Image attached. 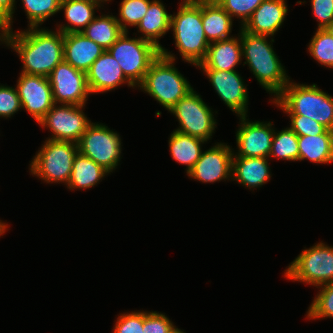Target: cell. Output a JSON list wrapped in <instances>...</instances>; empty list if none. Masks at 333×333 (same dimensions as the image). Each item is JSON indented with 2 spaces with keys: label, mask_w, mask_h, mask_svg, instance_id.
<instances>
[{
  "label": "cell",
  "mask_w": 333,
  "mask_h": 333,
  "mask_svg": "<svg viewBox=\"0 0 333 333\" xmlns=\"http://www.w3.org/2000/svg\"><path fill=\"white\" fill-rule=\"evenodd\" d=\"M63 41L64 34L60 30L32 27L8 31L6 47L18 54L23 64L20 73L48 77L64 60Z\"/></svg>",
  "instance_id": "cell-1"
},
{
  "label": "cell",
  "mask_w": 333,
  "mask_h": 333,
  "mask_svg": "<svg viewBox=\"0 0 333 333\" xmlns=\"http://www.w3.org/2000/svg\"><path fill=\"white\" fill-rule=\"evenodd\" d=\"M239 29L242 55L245 59L242 65H248L260 86L275 99L291 78L273 49V37L253 35L241 27Z\"/></svg>",
  "instance_id": "cell-2"
},
{
  "label": "cell",
  "mask_w": 333,
  "mask_h": 333,
  "mask_svg": "<svg viewBox=\"0 0 333 333\" xmlns=\"http://www.w3.org/2000/svg\"><path fill=\"white\" fill-rule=\"evenodd\" d=\"M170 30L180 57L194 67L205 58L210 43L202 23V0H182L171 14Z\"/></svg>",
  "instance_id": "cell-3"
},
{
  "label": "cell",
  "mask_w": 333,
  "mask_h": 333,
  "mask_svg": "<svg viewBox=\"0 0 333 333\" xmlns=\"http://www.w3.org/2000/svg\"><path fill=\"white\" fill-rule=\"evenodd\" d=\"M175 54L164 46L151 63L138 89L153 97L167 111L194 88L175 67Z\"/></svg>",
  "instance_id": "cell-4"
},
{
  "label": "cell",
  "mask_w": 333,
  "mask_h": 333,
  "mask_svg": "<svg viewBox=\"0 0 333 333\" xmlns=\"http://www.w3.org/2000/svg\"><path fill=\"white\" fill-rule=\"evenodd\" d=\"M290 80L284 90L271 99L286 115H302L333 131V97L317 84H300Z\"/></svg>",
  "instance_id": "cell-5"
},
{
  "label": "cell",
  "mask_w": 333,
  "mask_h": 333,
  "mask_svg": "<svg viewBox=\"0 0 333 333\" xmlns=\"http://www.w3.org/2000/svg\"><path fill=\"white\" fill-rule=\"evenodd\" d=\"M30 161V175L46 184H68L78 144L71 141L46 139Z\"/></svg>",
  "instance_id": "cell-6"
},
{
  "label": "cell",
  "mask_w": 333,
  "mask_h": 333,
  "mask_svg": "<svg viewBox=\"0 0 333 333\" xmlns=\"http://www.w3.org/2000/svg\"><path fill=\"white\" fill-rule=\"evenodd\" d=\"M285 278L318 287L333 282V246L317 242L286 267Z\"/></svg>",
  "instance_id": "cell-7"
},
{
  "label": "cell",
  "mask_w": 333,
  "mask_h": 333,
  "mask_svg": "<svg viewBox=\"0 0 333 333\" xmlns=\"http://www.w3.org/2000/svg\"><path fill=\"white\" fill-rule=\"evenodd\" d=\"M128 33L123 32L107 51L118 61L125 77L137 89L151 63L160 55V49L138 36L131 38Z\"/></svg>",
  "instance_id": "cell-8"
},
{
  "label": "cell",
  "mask_w": 333,
  "mask_h": 333,
  "mask_svg": "<svg viewBox=\"0 0 333 333\" xmlns=\"http://www.w3.org/2000/svg\"><path fill=\"white\" fill-rule=\"evenodd\" d=\"M211 109L193 89L168 112L175 116L180 125L174 130L208 142L217 127L215 114Z\"/></svg>",
  "instance_id": "cell-9"
},
{
  "label": "cell",
  "mask_w": 333,
  "mask_h": 333,
  "mask_svg": "<svg viewBox=\"0 0 333 333\" xmlns=\"http://www.w3.org/2000/svg\"><path fill=\"white\" fill-rule=\"evenodd\" d=\"M77 144L81 154L91 158L110 174L122 158L121 136L103 123L92 122Z\"/></svg>",
  "instance_id": "cell-10"
},
{
  "label": "cell",
  "mask_w": 333,
  "mask_h": 333,
  "mask_svg": "<svg viewBox=\"0 0 333 333\" xmlns=\"http://www.w3.org/2000/svg\"><path fill=\"white\" fill-rule=\"evenodd\" d=\"M85 106L54 104L38 123L42 128L51 131L52 135L46 139L78 143L92 123L84 113Z\"/></svg>",
  "instance_id": "cell-11"
},
{
  "label": "cell",
  "mask_w": 333,
  "mask_h": 333,
  "mask_svg": "<svg viewBox=\"0 0 333 333\" xmlns=\"http://www.w3.org/2000/svg\"><path fill=\"white\" fill-rule=\"evenodd\" d=\"M55 104L86 105L90 96L86 72L64 60L48 76Z\"/></svg>",
  "instance_id": "cell-12"
},
{
  "label": "cell",
  "mask_w": 333,
  "mask_h": 333,
  "mask_svg": "<svg viewBox=\"0 0 333 333\" xmlns=\"http://www.w3.org/2000/svg\"><path fill=\"white\" fill-rule=\"evenodd\" d=\"M248 116H239V125L236 130L237 157H267L272 146L275 133L274 124L271 121H252Z\"/></svg>",
  "instance_id": "cell-13"
},
{
  "label": "cell",
  "mask_w": 333,
  "mask_h": 333,
  "mask_svg": "<svg viewBox=\"0 0 333 333\" xmlns=\"http://www.w3.org/2000/svg\"><path fill=\"white\" fill-rule=\"evenodd\" d=\"M228 143H215L202 152L199 160L187 176L202 183H215L232 180V146Z\"/></svg>",
  "instance_id": "cell-14"
},
{
  "label": "cell",
  "mask_w": 333,
  "mask_h": 333,
  "mask_svg": "<svg viewBox=\"0 0 333 333\" xmlns=\"http://www.w3.org/2000/svg\"><path fill=\"white\" fill-rule=\"evenodd\" d=\"M16 89L21 108L26 110L36 123H39L55 104L48 77L19 73Z\"/></svg>",
  "instance_id": "cell-15"
},
{
  "label": "cell",
  "mask_w": 333,
  "mask_h": 333,
  "mask_svg": "<svg viewBox=\"0 0 333 333\" xmlns=\"http://www.w3.org/2000/svg\"><path fill=\"white\" fill-rule=\"evenodd\" d=\"M202 71L220 99L236 116H248V85L245 84L243 77L237 70H201V72Z\"/></svg>",
  "instance_id": "cell-16"
},
{
  "label": "cell",
  "mask_w": 333,
  "mask_h": 333,
  "mask_svg": "<svg viewBox=\"0 0 333 333\" xmlns=\"http://www.w3.org/2000/svg\"><path fill=\"white\" fill-rule=\"evenodd\" d=\"M90 94L107 93L118 89L121 85L136 88L123 74L116 59L105 50L86 72Z\"/></svg>",
  "instance_id": "cell-17"
},
{
  "label": "cell",
  "mask_w": 333,
  "mask_h": 333,
  "mask_svg": "<svg viewBox=\"0 0 333 333\" xmlns=\"http://www.w3.org/2000/svg\"><path fill=\"white\" fill-rule=\"evenodd\" d=\"M287 0H264L241 27L253 35L273 37L288 14Z\"/></svg>",
  "instance_id": "cell-18"
},
{
  "label": "cell",
  "mask_w": 333,
  "mask_h": 333,
  "mask_svg": "<svg viewBox=\"0 0 333 333\" xmlns=\"http://www.w3.org/2000/svg\"><path fill=\"white\" fill-rule=\"evenodd\" d=\"M240 35L210 43L204 60L197 66L200 70H235L242 63Z\"/></svg>",
  "instance_id": "cell-19"
},
{
  "label": "cell",
  "mask_w": 333,
  "mask_h": 333,
  "mask_svg": "<svg viewBox=\"0 0 333 333\" xmlns=\"http://www.w3.org/2000/svg\"><path fill=\"white\" fill-rule=\"evenodd\" d=\"M105 51L93 40L87 38L82 32L64 34L63 57L64 61L74 68L87 72L93 62Z\"/></svg>",
  "instance_id": "cell-20"
},
{
  "label": "cell",
  "mask_w": 333,
  "mask_h": 333,
  "mask_svg": "<svg viewBox=\"0 0 333 333\" xmlns=\"http://www.w3.org/2000/svg\"><path fill=\"white\" fill-rule=\"evenodd\" d=\"M267 157H237L232 160V180L250 190L270 181L271 169Z\"/></svg>",
  "instance_id": "cell-21"
},
{
  "label": "cell",
  "mask_w": 333,
  "mask_h": 333,
  "mask_svg": "<svg viewBox=\"0 0 333 333\" xmlns=\"http://www.w3.org/2000/svg\"><path fill=\"white\" fill-rule=\"evenodd\" d=\"M170 21L171 13H168L161 0H153L136 27L138 33L141 34L138 37L153 43L157 48L161 49L162 45L158 39L170 31Z\"/></svg>",
  "instance_id": "cell-22"
},
{
  "label": "cell",
  "mask_w": 333,
  "mask_h": 333,
  "mask_svg": "<svg viewBox=\"0 0 333 333\" xmlns=\"http://www.w3.org/2000/svg\"><path fill=\"white\" fill-rule=\"evenodd\" d=\"M233 21L215 0H202L203 30L209 43L234 37L231 35Z\"/></svg>",
  "instance_id": "cell-23"
},
{
  "label": "cell",
  "mask_w": 333,
  "mask_h": 333,
  "mask_svg": "<svg viewBox=\"0 0 333 333\" xmlns=\"http://www.w3.org/2000/svg\"><path fill=\"white\" fill-rule=\"evenodd\" d=\"M101 8L100 4L80 0H61L60 11H64L67 24H56L57 30L63 34L81 32L96 16L95 10Z\"/></svg>",
  "instance_id": "cell-24"
},
{
  "label": "cell",
  "mask_w": 333,
  "mask_h": 333,
  "mask_svg": "<svg viewBox=\"0 0 333 333\" xmlns=\"http://www.w3.org/2000/svg\"><path fill=\"white\" fill-rule=\"evenodd\" d=\"M110 173L79 151L74 157L73 168L66 187L69 190H86L99 184Z\"/></svg>",
  "instance_id": "cell-25"
},
{
  "label": "cell",
  "mask_w": 333,
  "mask_h": 333,
  "mask_svg": "<svg viewBox=\"0 0 333 333\" xmlns=\"http://www.w3.org/2000/svg\"><path fill=\"white\" fill-rule=\"evenodd\" d=\"M206 143L202 139L180 133L176 130H173L168 139L172 159L186 166V174L193 169L195 163L199 160L203 152V144Z\"/></svg>",
  "instance_id": "cell-26"
},
{
  "label": "cell",
  "mask_w": 333,
  "mask_h": 333,
  "mask_svg": "<svg viewBox=\"0 0 333 333\" xmlns=\"http://www.w3.org/2000/svg\"><path fill=\"white\" fill-rule=\"evenodd\" d=\"M299 161L314 164L333 163V131L316 136H298Z\"/></svg>",
  "instance_id": "cell-27"
},
{
  "label": "cell",
  "mask_w": 333,
  "mask_h": 333,
  "mask_svg": "<svg viewBox=\"0 0 333 333\" xmlns=\"http://www.w3.org/2000/svg\"><path fill=\"white\" fill-rule=\"evenodd\" d=\"M81 32L103 49L108 50L124 31L116 20V16L107 13L97 15Z\"/></svg>",
  "instance_id": "cell-28"
},
{
  "label": "cell",
  "mask_w": 333,
  "mask_h": 333,
  "mask_svg": "<svg viewBox=\"0 0 333 333\" xmlns=\"http://www.w3.org/2000/svg\"><path fill=\"white\" fill-rule=\"evenodd\" d=\"M308 46V52L320 65L333 69V28L316 29Z\"/></svg>",
  "instance_id": "cell-29"
},
{
  "label": "cell",
  "mask_w": 333,
  "mask_h": 333,
  "mask_svg": "<svg viewBox=\"0 0 333 333\" xmlns=\"http://www.w3.org/2000/svg\"><path fill=\"white\" fill-rule=\"evenodd\" d=\"M270 158H278L287 161H299L298 136L286 127L281 131H276L272 139Z\"/></svg>",
  "instance_id": "cell-30"
},
{
  "label": "cell",
  "mask_w": 333,
  "mask_h": 333,
  "mask_svg": "<svg viewBox=\"0 0 333 333\" xmlns=\"http://www.w3.org/2000/svg\"><path fill=\"white\" fill-rule=\"evenodd\" d=\"M28 19V28L41 25L60 11L61 0H21Z\"/></svg>",
  "instance_id": "cell-31"
},
{
  "label": "cell",
  "mask_w": 333,
  "mask_h": 333,
  "mask_svg": "<svg viewBox=\"0 0 333 333\" xmlns=\"http://www.w3.org/2000/svg\"><path fill=\"white\" fill-rule=\"evenodd\" d=\"M316 288L319 291L308 307L306 318L308 320L333 318V282Z\"/></svg>",
  "instance_id": "cell-32"
},
{
  "label": "cell",
  "mask_w": 333,
  "mask_h": 333,
  "mask_svg": "<svg viewBox=\"0 0 333 333\" xmlns=\"http://www.w3.org/2000/svg\"><path fill=\"white\" fill-rule=\"evenodd\" d=\"M152 1L153 0H121L119 16L116 17V20L119 22L124 32H129L128 27H137Z\"/></svg>",
  "instance_id": "cell-33"
},
{
  "label": "cell",
  "mask_w": 333,
  "mask_h": 333,
  "mask_svg": "<svg viewBox=\"0 0 333 333\" xmlns=\"http://www.w3.org/2000/svg\"><path fill=\"white\" fill-rule=\"evenodd\" d=\"M233 19L240 20V25L243 26L251 17L255 9L264 0H215Z\"/></svg>",
  "instance_id": "cell-34"
},
{
  "label": "cell",
  "mask_w": 333,
  "mask_h": 333,
  "mask_svg": "<svg viewBox=\"0 0 333 333\" xmlns=\"http://www.w3.org/2000/svg\"><path fill=\"white\" fill-rule=\"evenodd\" d=\"M113 333H145L143 328V310L123 312L114 323Z\"/></svg>",
  "instance_id": "cell-35"
},
{
  "label": "cell",
  "mask_w": 333,
  "mask_h": 333,
  "mask_svg": "<svg viewBox=\"0 0 333 333\" xmlns=\"http://www.w3.org/2000/svg\"><path fill=\"white\" fill-rule=\"evenodd\" d=\"M21 109L16 87L13 88L0 83V118H11Z\"/></svg>",
  "instance_id": "cell-36"
},
{
  "label": "cell",
  "mask_w": 333,
  "mask_h": 333,
  "mask_svg": "<svg viewBox=\"0 0 333 333\" xmlns=\"http://www.w3.org/2000/svg\"><path fill=\"white\" fill-rule=\"evenodd\" d=\"M290 118L289 128L297 136H316L324 134L328 129L322 124L302 115H288Z\"/></svg>",
  "instance_id": "cell-37"
},
{
  "label": "cell",
  "mask_w": 333,
  "mask_h": 333,
  "mask_svg": "<svg viewBox=\"0 0 333 333\" xmlns=\"http://www.w3.org/2000/svg\"><path fill=\"white\" fill-rule=\"evenodd\" d=\"M165 314L143 310V328H145V333H167L174 327V322Z\"/></svg>",
  "instance_id": "cell-38"
},
{
  "label": "cell",
  "mask_w": 333,
  "mask_h": 333,
  "mask_svg": "<svg viewBox=\"0 0 333 333\" xmlns=\"http://www.w3.org/2000/svg\"><path fill=\"white\" fill-rule=\"evenodd\" d=\"M311 9L317 19V29L333 28V0H311Z\"/></svg>",
  "instance_id": "cell-39"
},
{
  "label": "cell",
  "mask_w": 333,
  "mask_h": 333,
  "mask_svg": "<svg viewBox=\"0 0 333 333\" xmlns=\"http://www.w3.org/2000/svg\"><path fill=\"white\" fill-rule=\"evenodd\" d=\"M16 0H0V21H4L8 31H12Z\"/></svg>",
  "instance_id": "cell-40"
},
{
  "label": "cell",
  "mask_w": 333,
  "mask_h": 333,
  "mask_svg": "<svg viewBox=\"0 0 333 333\" xmlns=\"http://www.w3.org/2000/svg\"><path fill=\"white\" fill-rule=\"evenodd\" d=\"M7 26L4 21H0V44H7Z\"/></svg>",
  "instance_id": "cell-41"
},
{
  "label": "cell",
  "mask_w": 333,
  "mask_h": 333,
  "mask_svg": "<svg viewBox=\"0 0 333 333\" xmlns=\"http://www.w3.org/2000/svg\"><path fill=\"white\" fill-rule=\"evenodd\" d=\"M9 224H7L6 222L0 220V237L3 236L5 234V232L8 230Z\"/></svg>",
  "instance_id": "cell-42"
},
{
  "label": "cell",
  "mask_w": 333,
  "mask_h": 333,
  "mask_svg": "<svg viewBox=\"0 0 333 333\" xmlns=\"http://www.w3.org/2000/svg\"><path fill=\"white\" fill-rule=\"evenodd\" d=\"M80 1H86V2H92V3H95V4H100L102 6L101 9H104L103 4H105L106 2H110L112 0H80Z\"/></svg>",
  "instance_id": "cell-43"
},
{
  "label": "cell",
  "mask_w": 333,
  "mask_h": 333,
  "mask_svg": "<svg viewBox=\"0 0 333 333\" xmlns=\"http://www.w3.org/2000/svg\"><path fill=\"white\" fill-rule=\"evenodd\" d=\"M167 333H186V332H184V330L179 329L177 326H174Z\"/></svg>",
  "instance_id": "cell-44"
}]
</instances>
